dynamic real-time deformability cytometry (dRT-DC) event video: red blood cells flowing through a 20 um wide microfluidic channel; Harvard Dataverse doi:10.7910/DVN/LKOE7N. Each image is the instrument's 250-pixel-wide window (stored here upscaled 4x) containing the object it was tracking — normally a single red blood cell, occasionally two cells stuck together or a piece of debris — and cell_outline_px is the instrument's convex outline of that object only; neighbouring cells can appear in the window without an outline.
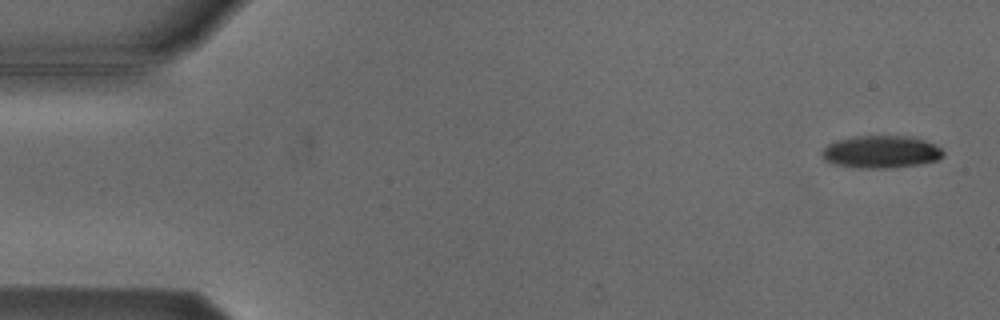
{"species": "Egyptian fruit bat (a non-hibernating species)", "species_latin": "Rousettus aegyptiacus", "temperature_condition": "cold", "stored_images_in_passage": 8, "camera_frame_rate_fps": 3000, "um_per_image_px": 0.085, "animal": {"sex": "male"}, "frame": {"image": 1, "passage_image": 1, "time_ms": 0.0, "image_size_px": [1000, 320], "cell_outline_px": [[944, 156], [940, 160], [920, 164], [884, 168], [864, 168], [836, 164], [824, 160], [820, 152], [828, 144], [836, 140], [856, 136], [912, 136], [924, 140], [940, 148], [944, 152]], "centroid_in_image_um": [74.9, 12.9], "position_along_channel_um": 10.1, "area_um2": 22.89}}
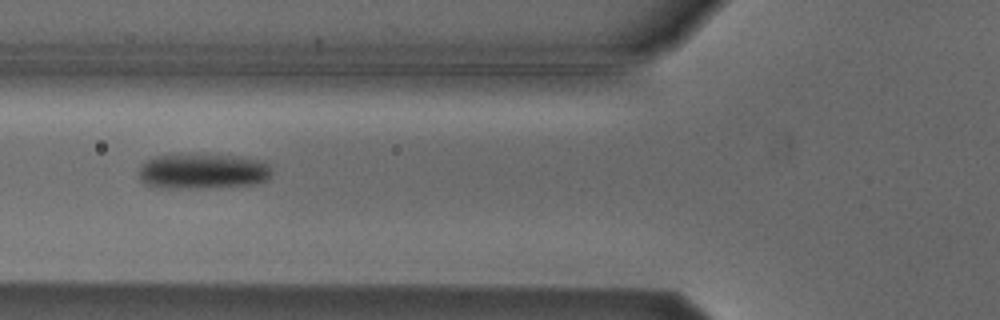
{"frame": {"image": 2, "passage_image": 6, "time_ms": 6.0, "image_size_px": [1000, 320], "cell_outline_px": [[272, 172], [268, 180], [252, 184], [208, 188], [156, 188], [144, 184], [136, 176], [140, 164], [156, 156], [236, 156], [264, 160], [268, 164]], "centroid_in_image_um": [17.2, 14.59], "position_along_channel_um": 108.6, "area_um2": 27.34}}
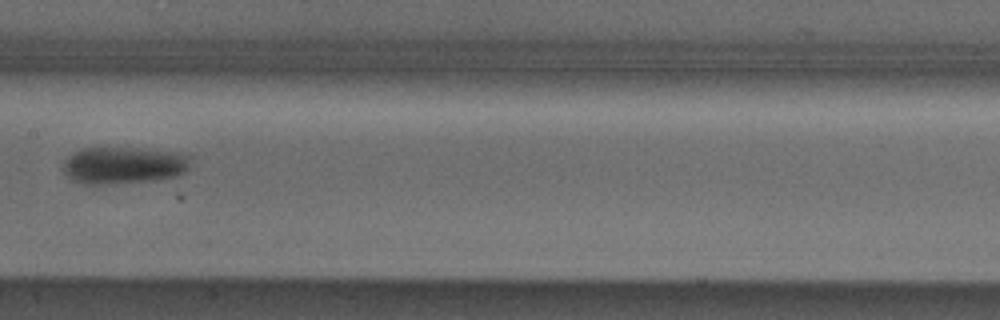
{"frame": {"image": 3, "passage_image": 8, "time_ms": 8.333, "image_size_px": [1000, 320], "cell_outline_px": [[192, 156], [188, 168], [184, 172], [176, 176], [156, 180], [96, 184], [88, 184], [72, 180], [64, 172], [64, 160], [68, 156], [80, 148], [132, 148], [180, 152]], "centroid_in_image_um": [10.53, 14.03], "position_along_channel_um": 196.9, "area_um2": 27.4}}